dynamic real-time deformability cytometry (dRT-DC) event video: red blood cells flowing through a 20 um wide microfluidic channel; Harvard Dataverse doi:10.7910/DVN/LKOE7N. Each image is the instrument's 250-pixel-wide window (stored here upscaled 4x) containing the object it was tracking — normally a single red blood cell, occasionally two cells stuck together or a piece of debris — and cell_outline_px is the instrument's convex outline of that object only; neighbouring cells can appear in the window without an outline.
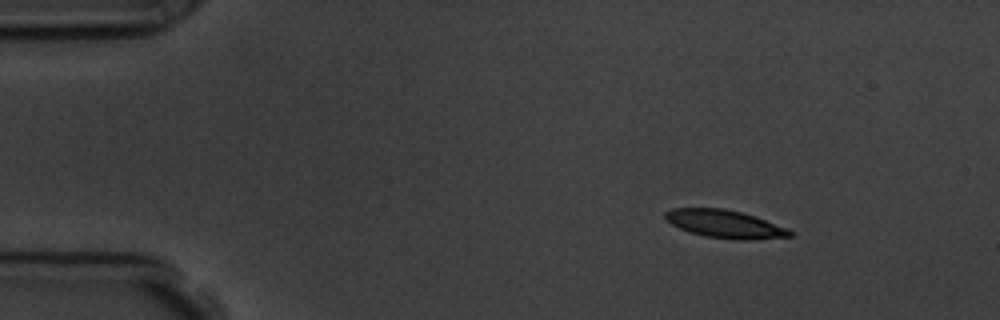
{"species": "common noctule bat (a hibernating species)", "species_latin": "Nyctalus noctula", "temperature_condition": "room temperature", "stored_images_in_passage": 6, "camera_frame_rate_fps": 3000, "um_per_image_px": 0.085, "animal": {"sex": "male", "body_mass_g": 19.5, "forearm_length_mm": 54.6}, "frame": {"image": 1, "passage_image": 1, "time_ms": 0.0, "image_size_px": [1000, 320], "cell_outline_px": [[796, 232], [792, 236], [752, 240], [736, 240], [704, 236], [688, 232], [664, 220], [664, 212], [672, 208], [724, 208], [756, 216], [788, 228]], "centroid_in_image_um": [61.63, 19.04], "position_along_channel_um": 23.4, "area_um2": 20.63}}
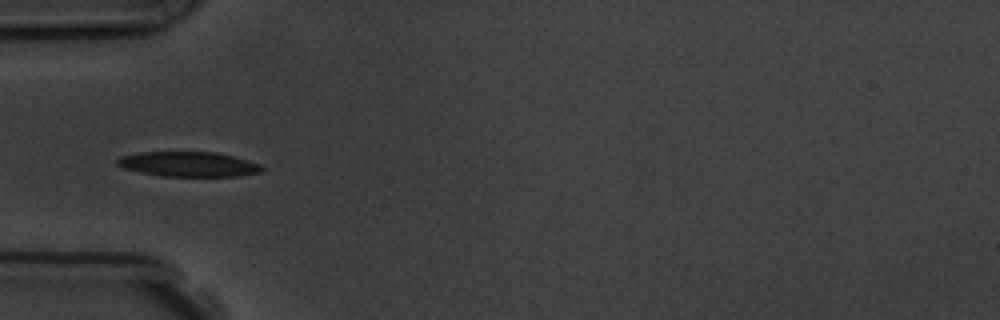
{"frame": {"image": 2, "passage_image": 4, "time_ms": 3.333, "image_size_px": [1000, 320], "cell_outline_px": [[264, 168], [260, 172], [240, 176], [160, 176], [140, 172], [124, 168], [116, 164], [116, 160], [120, 156], [140, 152], [216, 152], [248, 160], [260, 164]], "centroid_in_image_um": [16.01, 13.95], "position_along_channel_um": 69.0, "area_um2": 20.98}}